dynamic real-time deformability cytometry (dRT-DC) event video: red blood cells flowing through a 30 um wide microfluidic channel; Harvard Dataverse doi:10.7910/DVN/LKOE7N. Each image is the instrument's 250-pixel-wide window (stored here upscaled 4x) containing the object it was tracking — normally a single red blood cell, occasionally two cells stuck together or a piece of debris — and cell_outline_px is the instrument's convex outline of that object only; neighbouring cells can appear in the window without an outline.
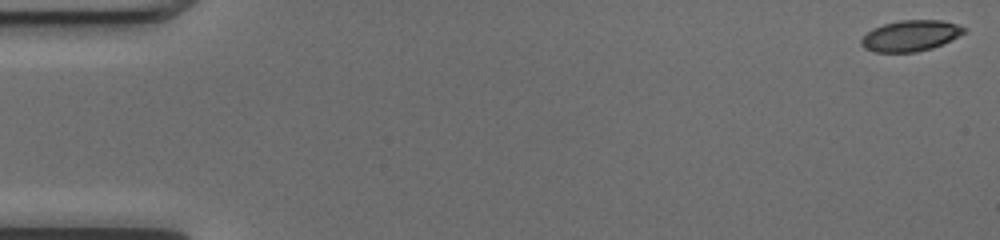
{"species": "common noctule bat (a hibernating species)", "species_latin": "Nyctalus noctula", "temperature_condition": "cold", "stored_images_in_passage": 51, "camera_frame_rate_fps": 3000, "um_per_image_px": 0.085, "animal": {"sex": "female", "body_mass_g": 17.0, "forearm_length_mm": 48.0}, "frame": {"image": 1, "passage_image": 1, "time_ms": 0.0, "image_size_px": [1000, 240], "cell_outline_px": [[964, 32], [932, 48], [916, 52], [872, 52], [864, 48], [860, 44], [860, 40], [872, 28], [884, 24], [900, 20], [940, 20], [956, 24], [964, 28]], "centroid_in_image_um": [77.31, 3.04], "position_along_channel_um": 7.7, "area_um2": 18.21}}
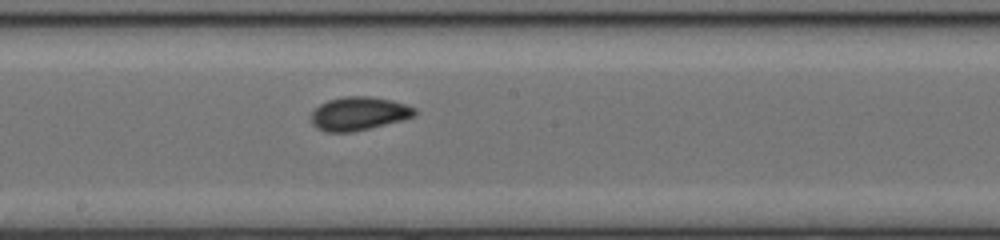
{"frame": {"image": 2, "passage_image": 28, "time_ms": 9.0, "image_size_px": [1000, 240], "cell_outline_px": [[416, 116], [352, 132], [328, 132], [312, 124], [312, 112], [320, 104], [328, 100], [344, 96], [368, 96], [392, 100], [416, 108]], "centroid_in_image_um": [30.5, 9.64], "position_along_channel_um": 217.7, "area_um2": 19.88}}
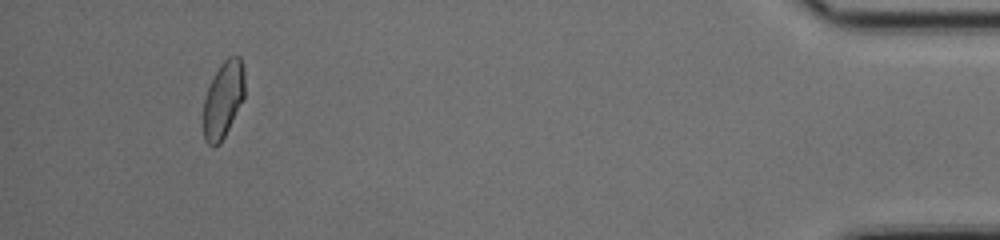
{"frame": {"image": 3, "passage_image": 48, "time_ms": 15.667, "image_size_px": [1000, 240], "cell_outline_px": [[244, 96], [220, 144], [212, 148], [204, 140], [204, 100], [208, 88], [220, 64], [228, 56], [240, 56], [244, 68]], "centroid_in_image_um": [18.97, 8.45], "position_along_channel_um": 416.2, "area_um2": 18.15}, "authors_computed_cell_mechanics": {"area_um2": 18.9006, "velocity_mm_per_s": 4.0572, "shape_relaxation_time_tau1_ms": 4.2792, "shape_relaxation_time_tau2_ms": 1.7243, "deformation_change_tau1": 0.0961, "deformation_change_tau2": 0.0559}}